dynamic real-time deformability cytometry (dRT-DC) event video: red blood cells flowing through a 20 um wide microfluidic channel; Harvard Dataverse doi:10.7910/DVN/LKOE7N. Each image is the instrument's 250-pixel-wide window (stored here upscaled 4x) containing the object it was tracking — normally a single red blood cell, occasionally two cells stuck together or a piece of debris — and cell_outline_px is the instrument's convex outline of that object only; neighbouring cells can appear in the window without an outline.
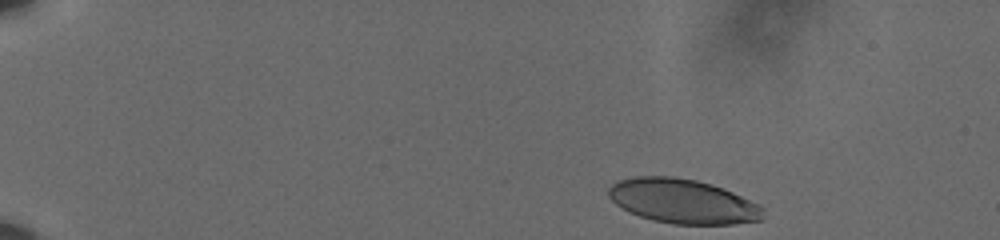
{"species": "human", "species_latin": "Homo sapiens", "temperature_condition": "cold", "stored_images_in_passage": 47, "camera_frame_rate_fps": 3000, "um_per_image_px": 0.085, "donor": {"sex": "male"}, "frame": {"image": 1, "passage_image": 1, "time_ms": 0.0, "image_size_px": [1000, 240], "cell_outline_px": [[764, 220], [732, 224], [672, 224], [652, 220], [628, 212], [616, 204], [608, 196], [608, 188], [612, 184], [620, 180], [636, 176], [672, 176], [696, 180], [712, 184], [724, 188], [764, 208]], "centroid_in_image_um": [58.03, 17.11], "position_along_channel_um": 27.0, "area_um2": 40.06}}
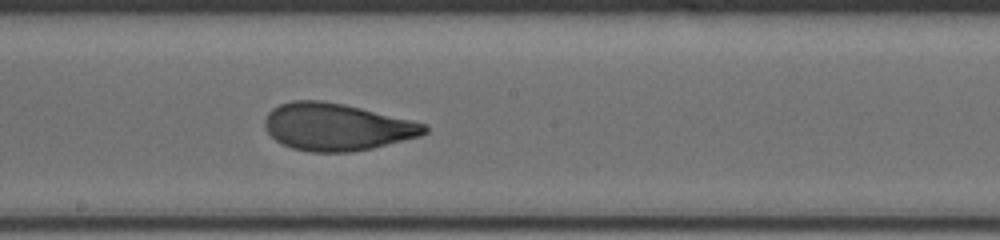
{"frame": {"image": 2, "passage_image": 27, "time_ms": 8.667, "image_size_px": [1000, 240], "cell_outline_px": [[428, 132], [420, 136], [372, 148], [352, 152], [308, 152], [292, 148], [276, 140], [264, 128], [264, 120], [268, 112], [272, 108], [280, 104], [292, 100], [320, 100], [344, 104], [428, 124]], "centroid_in_image_um": [28.61, 10.79], "position_along_channel_um": 219.6, "area_um2": 43.99}}
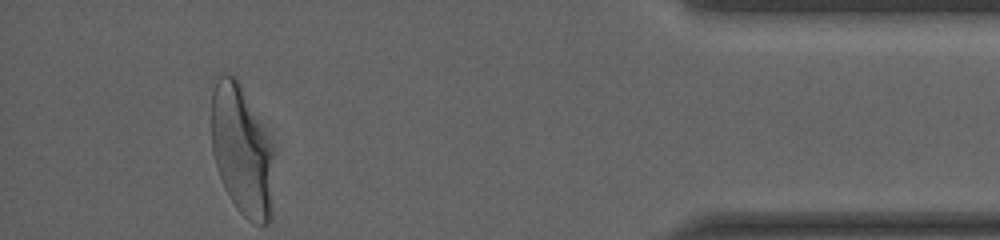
{"frame": {"image": 3, "passage_image": 47, "time_ms": 15.333, "image_size_px": [1000, 240], "cell_outline_px": [[272, 216], [268, 224], [256, 224], [248, 220], [236, 208], [228, 196], [224, 188], [212, 152], [212, 92], [216, 80], [220, 72], [224, 72], [232, 76], [240, 84], [268, 148]], "centroid_in_image_um": [20.44, 12.85], "position_along_channel_um": 414.8, "area_um2": 44.74}, "authors_computed_cell_mechanics": {"area_um2": 43.8124, "velocity_mm_per_s": 3.5921, "shape_relaxation_time_tau1_ms": 5.5324, "shape_relaxation_time_tau2_ms": 0.8275, "deformation_change_tau1": 0.2102, "deformation_change_tau2": 0.0611}}